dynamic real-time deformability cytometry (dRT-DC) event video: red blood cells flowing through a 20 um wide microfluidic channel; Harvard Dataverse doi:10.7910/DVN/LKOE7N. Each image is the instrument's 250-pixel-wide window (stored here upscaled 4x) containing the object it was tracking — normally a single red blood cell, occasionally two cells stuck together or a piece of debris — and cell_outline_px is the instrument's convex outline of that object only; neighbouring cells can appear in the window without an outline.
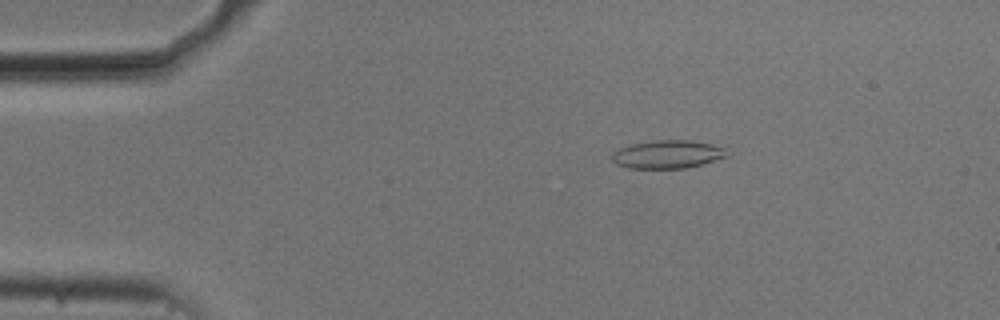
{"species": "common noctule bat (a hibernating species)", "species_latin": "Nyctalus noctula", "temperature_condition": "cold", "stored_images_in_passage": 54, "camera_frame_rate_fps": 3000, "um_per_image_px": 0.085, "animal": {"sex": "male", "body_mass_g": 20.5, "forearm_length_mm": 52.5}, "frame": {"image": 1, "passage_image": 9, "time_ms": 2.667, "image_size_px": [1000, 320], "cell_outline_px": [[728, 156], [688, 168], [628, 168], [616, 164], [612, 160], [612, 152], [620, 148], [632, 144], [652, 140], [688, 140], [712, 144], [724, 148], [728, 152]], "centroid_in_image_um": [56.73, 13.12], "position_along_channel_um": 28.3, "area_um2": 18.84}}
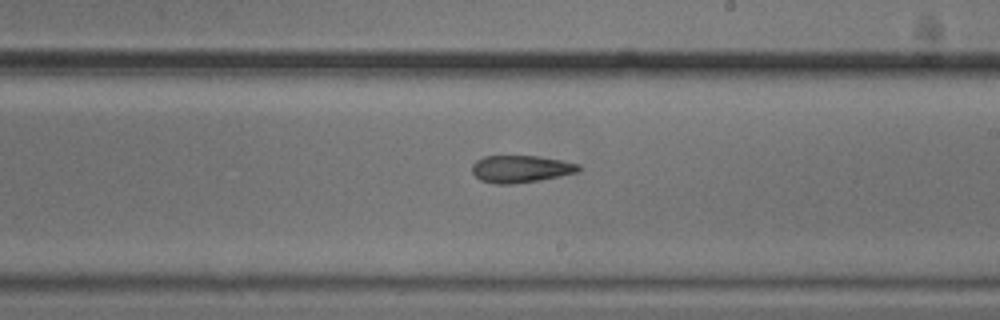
{"frame": {"image": 2, "passage_image": 31, "time_ms": 10.0, "image_size_px": [1000, 320], "cell_outline_px": [[580, 172], [540, 180], [512, 184], [496, 184], [480, 180], [472, 172], [472, 164], [476, 160], [484, 156], [536, 156], [560, 160], [580, 164]], "centroid_in_image_um": [44.26, 14.36], "position_along_channel_um": 244.7, "area_um2": 16.94}}
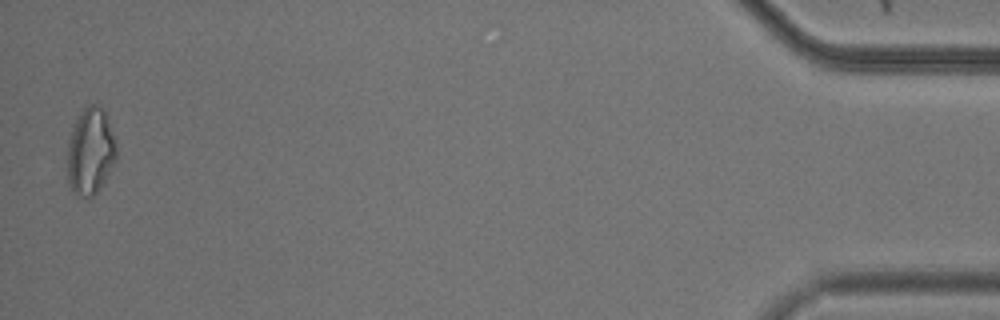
{"frame": {"image": 3, "passage_image": 53, "time_ms": 17.333, "image_size_px": [1000, 320], "cell_outline_px": [[116, 160], [104, 180], [96, 192], [88, 200], [72, 192], [68, 180], [68, 140], [72, 124], [76, 116], [84, 104], [96, 104], [104, 108], [108, 116], [116, 144]], "centroid_in_image_um": [7.67, 12.79], "position_along_channel_um": 427.5, "area_um2": 25.32}, "authors_computed_cell_mechanics": {"area_um2": 18.5827, "velocity_mm_per_s": 3.7178, "shape_relaxation_time_tau1_ms": 3.6785, "shape_relaxation_time_tau2_ms": 5.3424, "deformation_change_tau1": 0.107, "deformation_change_tau2": 0.147}}